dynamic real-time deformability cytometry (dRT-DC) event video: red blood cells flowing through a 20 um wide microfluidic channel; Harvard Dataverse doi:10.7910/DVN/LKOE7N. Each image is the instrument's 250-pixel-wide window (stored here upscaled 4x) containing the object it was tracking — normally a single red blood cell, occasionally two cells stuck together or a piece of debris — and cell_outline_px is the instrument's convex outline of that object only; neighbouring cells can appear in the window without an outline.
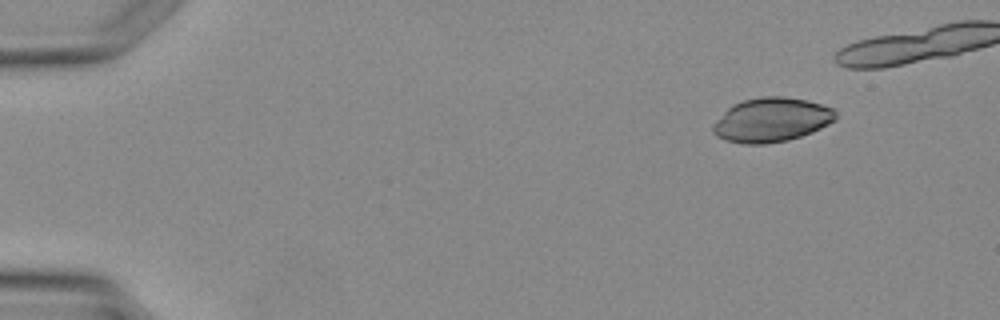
{"species": "Egyptian fruit bat (a non-hibernating species)", "species_latin": "Rousettus aegyptiacus", "temperature_condition": "warm", "stored_images_in_passage": 3, "camera_frame_rate_fps": 3000, "um_per_image_px": 0.085, "animal": {"sex": "female"}, "frame": {"image": 1, "passage_image": 1, "time_ms": 0.0, "image_size_px": [1000, 320], "cell_outline_px": [[836, 120], [812, 132], [788, 140], [764, 144], [744, 144], [724, 140], [716, 136], [712, 132], [712, 124], [732, 104], [744, 100], [760, 96], [784, 96], [804, 100], [820, 104], [832, 108], [836, 112]], "centroid_in_image_um": [65.55, 10.19], "position_along_channel_um": 19.5, "area_um2": 31.62}}